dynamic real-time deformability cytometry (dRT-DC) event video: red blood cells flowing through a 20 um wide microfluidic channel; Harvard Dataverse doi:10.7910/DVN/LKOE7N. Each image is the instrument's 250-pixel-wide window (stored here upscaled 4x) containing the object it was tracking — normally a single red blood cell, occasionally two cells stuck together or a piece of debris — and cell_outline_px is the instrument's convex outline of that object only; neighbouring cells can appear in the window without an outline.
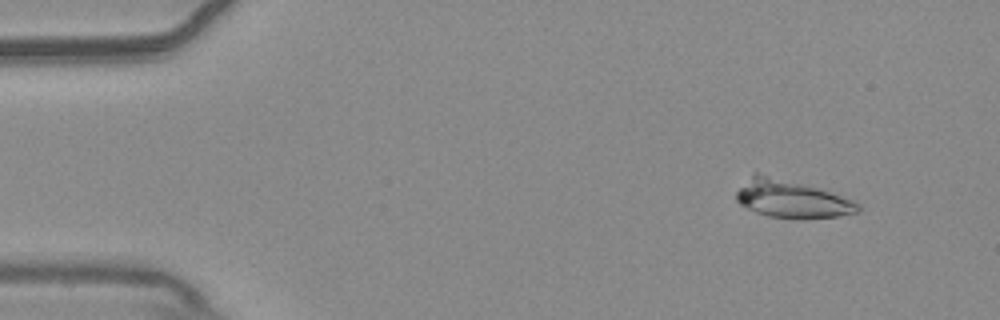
{"species": "common noctule bat (a hibernating species)", "species_latin": "Nyctalus noctula", "temperature_condition": "warm", "stored_images_in_passage": 54, "camera_frame_rate_fps": 3000, "um_per_image_px": 0.085, "animal": {"sex": "male", "body_mass_g": 20.4}, "frame": {"image": 1, "passage_image": 5, "time_ms": 1.333, "image_size_px": [1000, 320], "cell_outline_px": [[860, 212], [840, 216], [804, 220], [796, 220], [768, 216], [756, 212], [740, 204], [736, 200], [736, 192], [756, 172], [816, 188], [852, 200], [860, 204]], "centroid_in_image_um": [67.31, 16.97], "position_along_channel_um": 17.7, "area_um2": 26.41}}
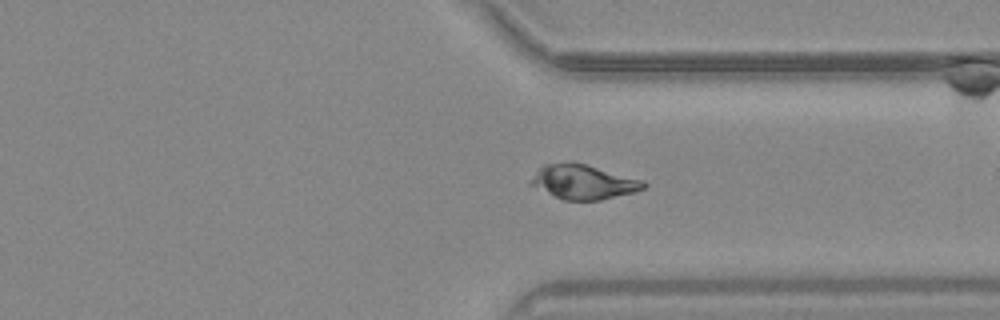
{"frame": {"image": 2, "passage_image": 41, "time_ms": 13.333, "image_size_px": [1000, 320], "cell_outline_px": [[648, 184], [644, 188], [632, 192], [600, 200], [564, 200], [528, 184], [528, 180], [544, 164], [568, 160], [584, 164], [644, 180]], "centroid_in_image_um": [49.54, 15.44], "position_along_channel_um": 361.9, "area_um2": 22.6}}
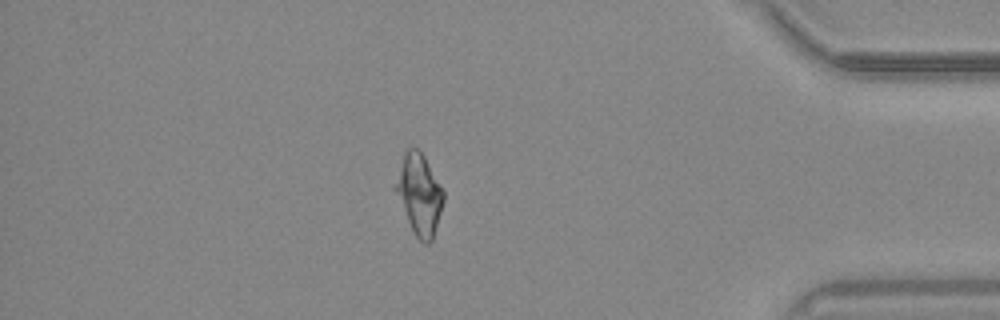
{"frame": {"image": 3, "passage_image": 47, "time_ms": 15.333, "image_size_px": [1000, 320], "cell_outline_px": [[444, 200], [432, 240], [428, 244], [424, 244], [412, 232], [392, 188], [404, 152], [408, 148], [416, 148], [424, 156], [444, 188]], "centroid_in_image_um": [35.61, 16.52], "position_along_channel_um": 399.6, "area_um2": 22.83}}